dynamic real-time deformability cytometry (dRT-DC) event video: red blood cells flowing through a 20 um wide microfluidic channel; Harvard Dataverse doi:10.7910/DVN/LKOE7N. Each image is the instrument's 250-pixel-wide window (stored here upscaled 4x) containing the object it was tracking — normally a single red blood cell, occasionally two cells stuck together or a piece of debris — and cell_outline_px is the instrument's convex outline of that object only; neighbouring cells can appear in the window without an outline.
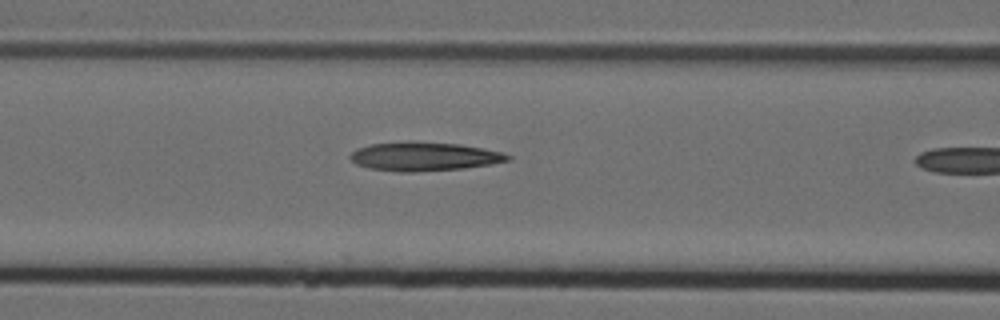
{"species": "Egyptian fruit bat (a non-hibernating species)", "species_latin": "Rousettus aegyptiacus", "temperature_condition": "cold", "stored_images_in_passage": 27, "camera_frame_rate_fps": 3000, "um_per_image_px": 0.085, "animal": {"sex": "female"}, "frame": {"image": 1, "passage_image": 19, "time_ms": 6.0, "image_size_px": [1000, 320], "cell_outline_px": [[512, 160], [464, 168], [412, 172], [400, 172], [368, 168], [356, 164], [348, 156], [356, 148], [372, 144], [460, 144], [484, 148], [500, 152], [512, 156]], "centroid_in_image_um": [36.07, 13.34], "position_along_channel_um": 130.5, "area_um2": 25.37}}
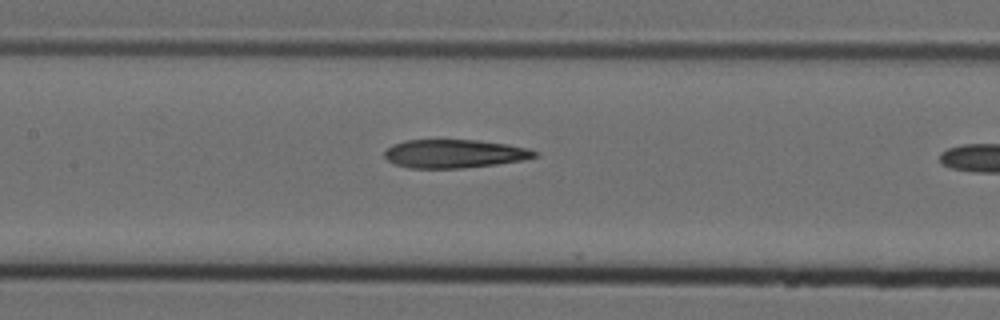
{"frame": {"image": 2, "passage_image": 22, "time_ms": 7.0, "image_size_px": [1000, 320], "cell_outline_px": [[540, 156], [524, 160], [496, 164], [460, 168], [408, 168], [396, 164], [388, 160], [384, 156], [384, 152], [392, 144], [404, 140], [476, 140], [508, 144], [528, 148], [540, 152]], "centroid_in_image_um": [38.66, 13.06], "position_along_channel_um": 168.7, "area_um2": 25.03}}
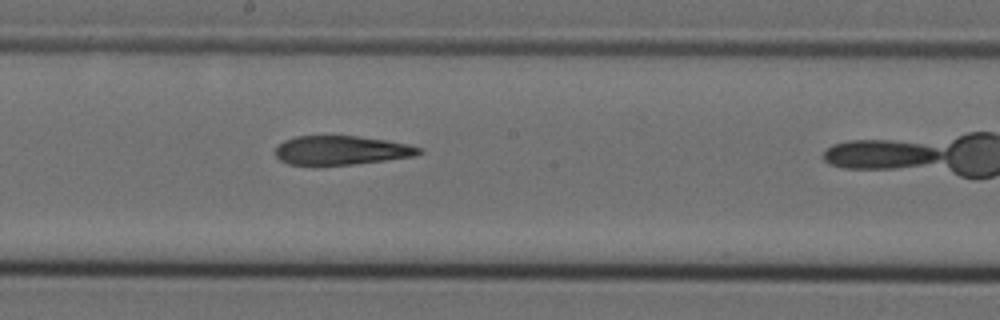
{"frame": {"image": 3, "passage_image": 26, "time_ms": 8.333, "image_size_px": [1000, 320], "cell_outline_px": [[424, 152], [416, 156], [352, 164], [316, 168], [312, 168], [288, 164], [280, 160], [276, 156], [276, 148], [284, 140], [296, 136], [356, 136], [388, 140], [408, 144], [424, 148]], "centroid_in_image_um": [28.99, 12.81], "position_along_channel_um": 219.2, "area_um2": 25.09}}